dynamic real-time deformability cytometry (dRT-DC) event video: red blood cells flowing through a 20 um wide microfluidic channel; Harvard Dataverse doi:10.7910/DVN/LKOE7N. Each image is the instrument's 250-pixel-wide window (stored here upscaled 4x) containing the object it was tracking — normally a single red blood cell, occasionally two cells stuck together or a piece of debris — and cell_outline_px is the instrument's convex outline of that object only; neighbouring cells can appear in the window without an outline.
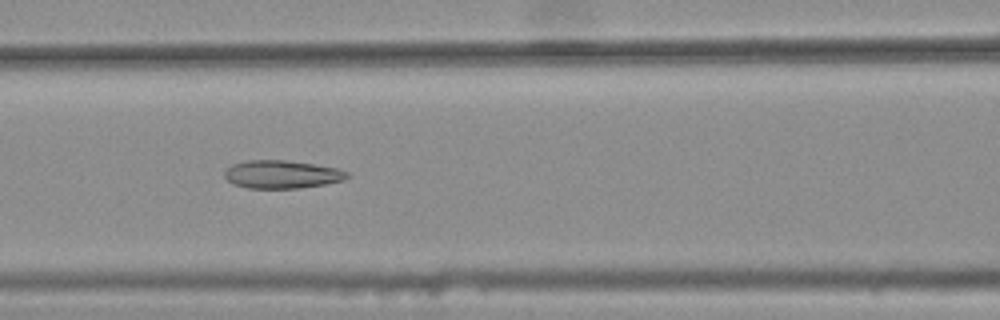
{"species": "common noctule bat (a hibernating species)", "species_latin": "Nyctalus noctula", "temperature_condition": "warm", "stored_images_in_passage": 45, "camera_frame_rate_fps": 3000, "um_per_image_px": 0.085, "animal": {"sex": "female", "body_mass_g": 25.1}, "frame": {"image": 1, "passage_image": 22, "time_ms": 7.0, "image_size_px": [1000, 320], "cell_outline_px": [[352, 176], [344, 180], [324, 184], [300, 188], [248, 188], [232, 184], [224, 176], [224, 172], [232, 164], [248, 160], [284, 160], [312, 164], [336, 168], [348, 172]], "centroid_in_image_um": [23.96, 14.82], "position_along_channel_um": 142.6, "area_um2": 20.0}}
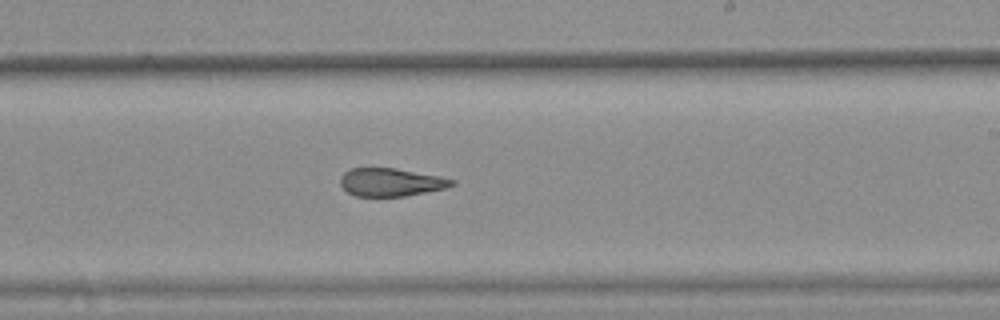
{"frame": {"image": 2, "passage_image": 31, "time_ms": 10.0, "image_size_px": [1000, 320], "cell_outline_px": [[456, 184], [444, 188], [404, 196], [356, 196], [348, 192], [340, 184], [340, 176], [344, 172], [352, 168], [396, 168], [440, 176], [456, 180]], "centroid_in_image_um": [33.22, 15.48], "position_along_channel_um": 255.8, "area_um2": 18.15}}
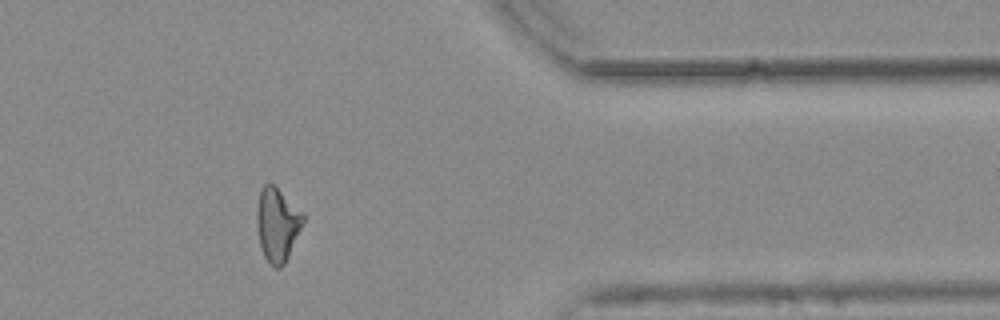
{"frame": {"image": 3, "passage_image": 43, "time_ms": 14.0, "image_size_px": [1000, 320], "cell_outline_px": [[304, 220], [288, 256], [284, 264], [280, 268], [276, 268], [264, 256], [260, 244], [256, 220], [256, 208], [260, 188], [264, 184], [272, 184], [304, 212]], "centroid_in_image_um": [23.55, 19.05], "position_along_channel_um": 387.8, "area_um2": 19.59}, "authors_computed_cell_mechanics": {"area_um2": 20.4612, "velocity_mm_per_s": 3.7787, "shape_relaxation_time_tau1_ms": null, "shape_relaxation_time_tau2_ms": 2.5555, "deformation_change_tau1": null, "deformation_change_tau2": 0.1192}}